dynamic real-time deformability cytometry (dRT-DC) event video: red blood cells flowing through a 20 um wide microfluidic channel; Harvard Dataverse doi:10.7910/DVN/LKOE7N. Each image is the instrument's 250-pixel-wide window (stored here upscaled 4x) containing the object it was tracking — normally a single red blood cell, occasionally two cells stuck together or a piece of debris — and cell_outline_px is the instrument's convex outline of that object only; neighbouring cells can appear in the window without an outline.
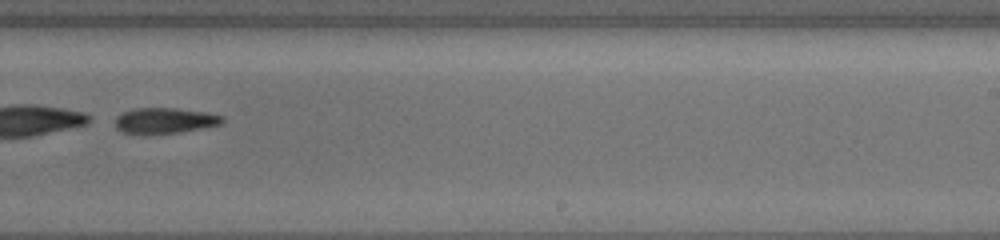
{"species": "common noctule bat (a hibernating species)", "species_latin": "Nyctalus noctula", "temperature_condition": "cold", "stored_images_in_passage": 34, "segment_of_instrument_passage": [2, 2], "camera_frame_rate_fps": 3000, "um_per_image_px": 0.085, "animal": {"sex": "female", "body_mass_g": 19.5, "forearm_length_mm": 54.1}, "frame": {"image": 1, "passage_image": 32, "time_ms": 12.667, "image_size_px": [1000, 240], "cell_outline_px": [[224, 120], [220, 124], [200, 128], [176, 132], [124, 132], [116, 128], [116, 116], [124, 112], [136, 108], [176, 108], [204, 112], [224, 116]], "centroid_in_image_um": [14.02, 10.21], "position_along_channel_um": 275.0, "area_um2": 15.32}}